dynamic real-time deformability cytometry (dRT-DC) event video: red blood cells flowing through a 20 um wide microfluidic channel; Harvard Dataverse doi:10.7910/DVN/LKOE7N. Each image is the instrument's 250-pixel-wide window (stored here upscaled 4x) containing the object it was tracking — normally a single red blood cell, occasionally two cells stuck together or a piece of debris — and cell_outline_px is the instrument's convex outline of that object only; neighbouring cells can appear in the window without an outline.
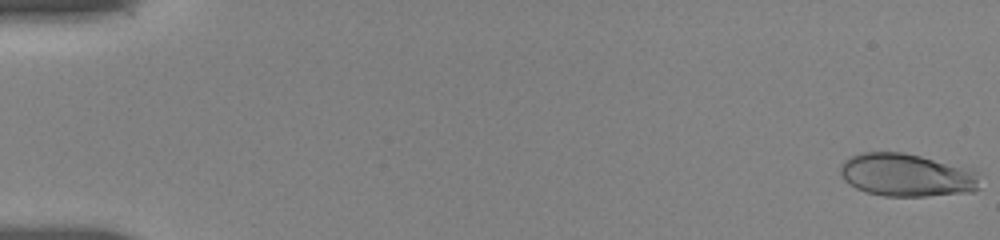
{"species": "human", "species_latin": "Homo sapiens", "temperature_condition": "room temperature", "stored_images_in_passage": 18, "camera_frame_rate_fps": 3000, "um_per_image_px": 0.085, "donor": {"sex": "female"}, "frame": {"image": 1, "passage_image": 1, "time_ms": 0.0, "image_size_px": [1000, 240], "cell_outline_px": [[980, 188], [972, 192], [928, 196], [884, 196], [864, 192], [856, 188], [844, 180], [840, 172], [840, 164], [848, 156], [864, 152], [904, 152], [972, 168], [980, 172]], "centroid_in_image_um": [77.11, 14.88], "position_along_channel_um": 7.9, "area_um2": 35.6}}
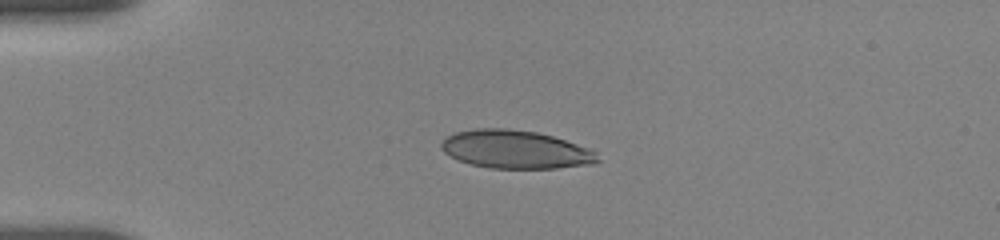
{"frame": {"image": 2, "passage_image": 13, "time_ms": 4.333, "image_size_px": [1000, 240], "cell_outline_px": [[600, 160], [592, 164], [556, 168], [488, 168], [472, 164], [460, 160], [444, 152], [440, 148], [440, 144], [448, 136], [456, 132], [476, 128], [508, 128], [536, 132], [552, 136], [588, 148], [596, 152]], "centroid_in_image_um": [43.82, 12.7], "position_along_channel_um": 41.2, "area_um2": 34.56}}
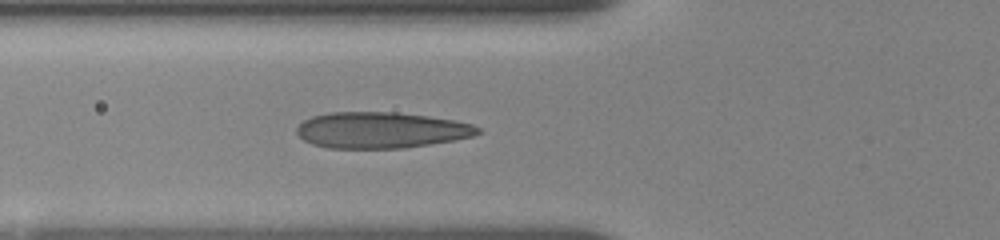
{"frame": {"image": 3, "passage_image": 18, "time_ms": 6.667, "image_size_px": [1000, 240], "cell_outline_px": [[484, 132], [472, 136], [456, 140], [404, 148], [328, 148], [312, 144], [304, 140], [296, 132], [296, 128], [304, 120], [312, 116], [332, 112], [396, 112], [428, 116], [452, 120], [472, 124], [480, 128]], "centroid_in_image_um": [32.4, 11.06], "position_along_channel_um": 93.4, "area_um2": 38.15}}